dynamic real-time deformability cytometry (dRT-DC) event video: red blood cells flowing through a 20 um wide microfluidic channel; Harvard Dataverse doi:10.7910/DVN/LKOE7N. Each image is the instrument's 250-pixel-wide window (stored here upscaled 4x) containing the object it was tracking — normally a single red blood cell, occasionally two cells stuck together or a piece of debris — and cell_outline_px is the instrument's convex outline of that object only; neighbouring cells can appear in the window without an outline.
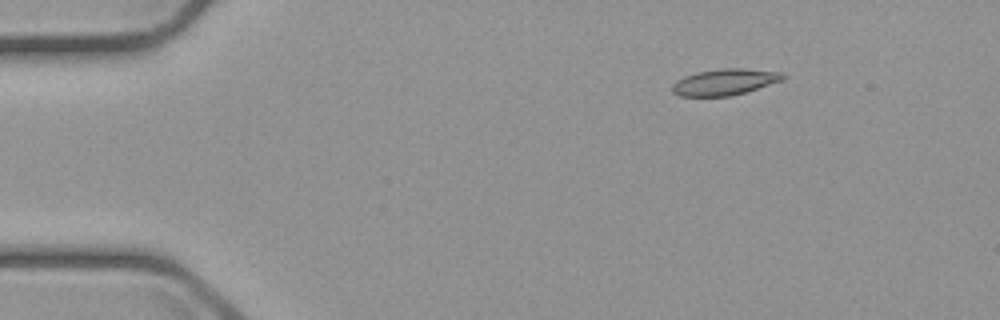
{"species": "common noctule bat (a hibernating species)", "species_latin": "Nyctalus noctula", "temperature_condition": "cold", "stored_images_in_passage": 5, "camera_frame_rate_fps": 3000, "um_per_image_px": 0.085, "animal": {"sex": "male", "body_mass_g": 23.1, "forearm_length_mm": 52.7}, "frame": {"image": 1, "passage_image": 1, "time_ms": 0.0, "image_size_px": [1000, 320], "cell_outline_px": [[788, 76], [784, 80], [732, 96], [680, 96], [672, 92], [672, 84], [676, 80], [684, 76], [696, 72], [720, 68], [744, 68], [784, 72]], "centroid_in_image_um": [61.63, 6.96], "position_along_channel_um": 23.4, "area_um2": 17.22}}
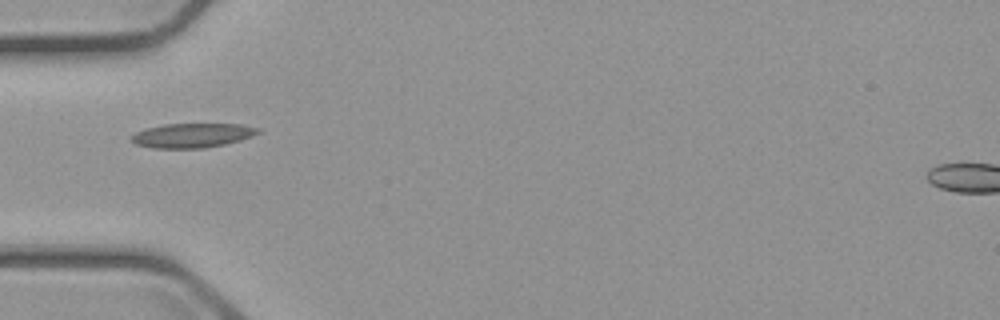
{"frame": {"image": 2, "passage_image": 4, "time_ms": 3.333, "image_size_px": [1000, 320], "cell_outline_px": [[260, 132], [252, 136], [240, 140], [224, 144], [204, 148], [152, 148], [136, 144], [132, 140], [132, 136], [136, 132], [144, 128], [164, 124], [240, 124], [260, 128]], "centroid_in_image_um": [16.34, 11.5], "position_along_channel_um": 68.7, "area_um2": 17.92}}
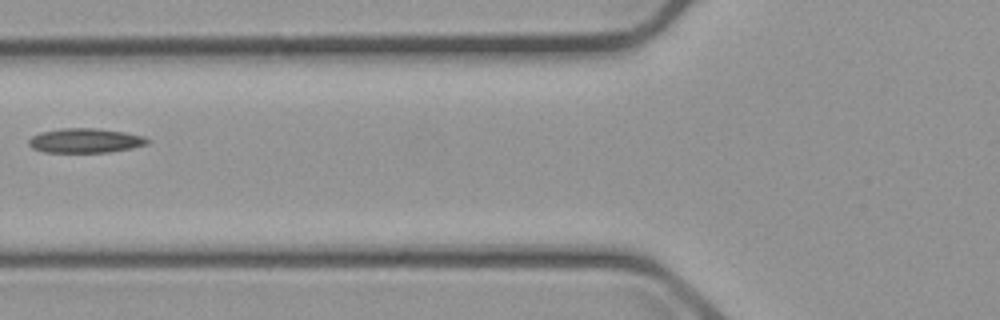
{"frame": {"image": 3, "passage_image": 5, "time_ms": 4.667, "image_size_px": [1000, 320], "cell_outline_px": [[152, 140], [148, 144], [132, 148], [108, 152], [44, 152], [32, 148], [28, 144], [28, 140], [32, 136], [40, 132], [60, 128], [96, 128], [124, 132], [144, 136]], "centroid_in_image_um": [7.26, 11.94], "position_along_channel_um": 118.5, "area_um2": 17.05}}